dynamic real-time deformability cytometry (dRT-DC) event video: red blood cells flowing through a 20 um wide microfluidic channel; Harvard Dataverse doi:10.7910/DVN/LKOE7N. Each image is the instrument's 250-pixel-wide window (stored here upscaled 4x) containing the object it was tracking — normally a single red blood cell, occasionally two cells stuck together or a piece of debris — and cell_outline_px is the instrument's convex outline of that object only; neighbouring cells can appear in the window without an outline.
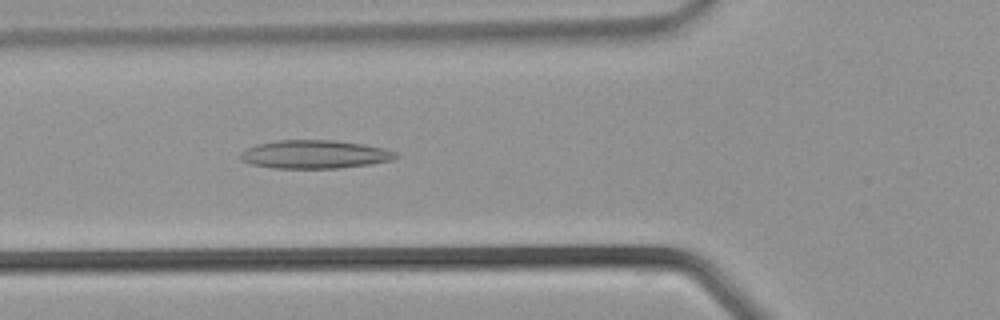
{"species": "common noctule bat (a hibernating species)", "species_latin": "Nyctalus noctula", "temperature_condition": "warm", "stored_images_in_passage": 36, "camera_frame_rate_fps": 3000, "um_per_image_px": 0.085, "animal": {"sex": "male", "body_mass_g": 21.5, "forearm_length_mm": 52.0}, "frame": {"image": 1, "passage_image": 13, "time_ms": 4.0, "image_size_px": [1000, 320], "cell_outline_px": [[400, 156], [392, 160], [372, 164], [340, 168], [272, 168], [252, 164], [240, 160], [240, 152], [256, 144], [276, 140], [336, 140], [364, 144], [384, 148], [396, 152]], "centroid_in_image_um": [26.77, 13.12], "position_along_channel_um": 99.0, "area_um2": 25.89}}
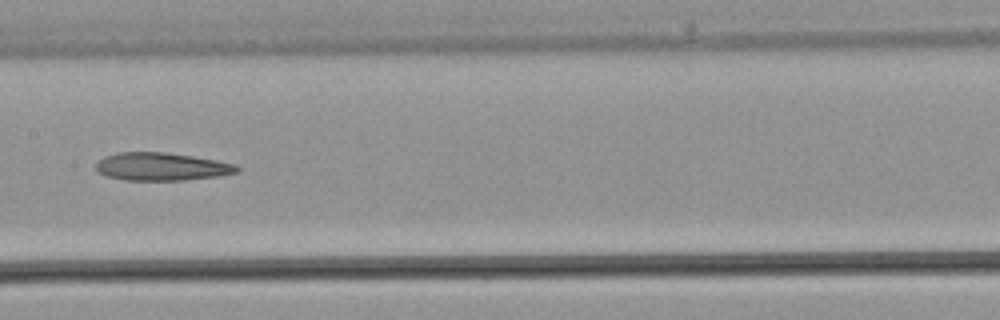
{"frame": {"image": 2, "passage_image": 18, "time_ms": 5.667, "image_size_px": [1000, 320], "cell_outline_px": [[240, 172], [220, 176], [184, 180], [124, 180], [108, 176], [96, 172], [96, 164], [104, 156], [120, 152], [164, 152], [192, 156], [216, 160], [236, 164], [240, 168]], "centroid_in_image_um": [13.76, 14.17], "position_along_channel_um": 193.6, "area_um2": 23.0}}
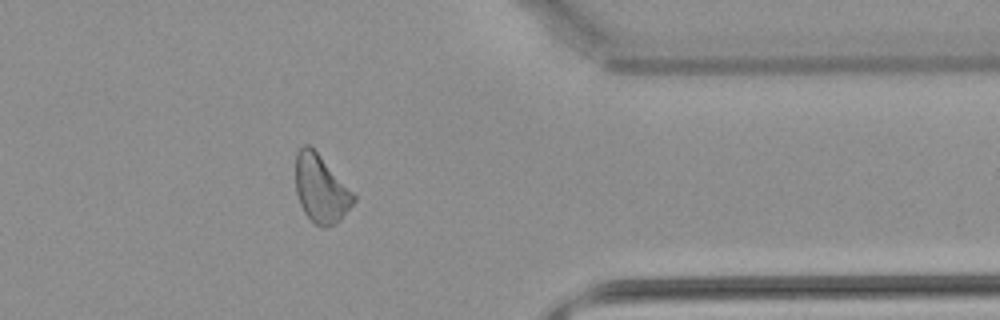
{"frame": {"image": 3, "passage_image": 29, "time_ms": 9.333, "image_size_px": [1000, 320], "cell_outline_px": [[356, 200], [340, 220], [324, 228], [320, 228], [304, 212], [300, 204], [296, 192], [296, 152], [304, 144], [308, 144], [316, 152], [356, 196]], "centroid_in_image_um": [27.26, 16.07], "position_along_channel_um": 384.1, "area_um2": 22.37}}